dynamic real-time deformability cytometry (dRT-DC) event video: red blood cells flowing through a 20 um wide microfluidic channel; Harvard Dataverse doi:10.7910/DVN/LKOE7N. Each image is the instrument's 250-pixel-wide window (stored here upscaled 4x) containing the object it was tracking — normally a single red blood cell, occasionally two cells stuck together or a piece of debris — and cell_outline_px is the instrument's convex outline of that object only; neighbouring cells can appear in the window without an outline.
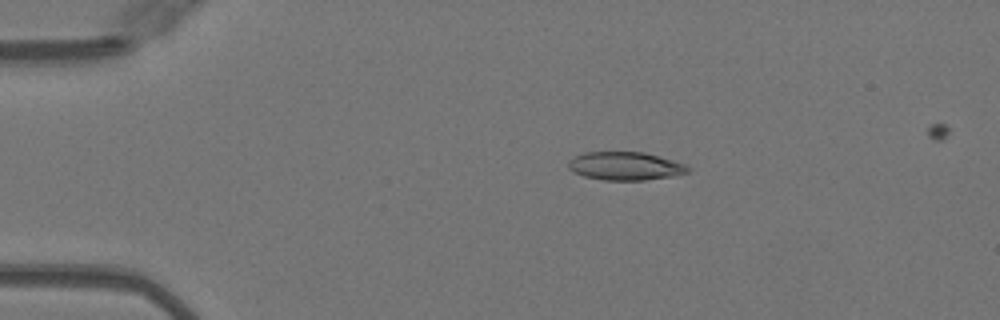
{"species": "Egyptian fruit bat (a non-hibernating species)", "species_latin": "Rousettus aegyptiacus", "temperature_condition": "warm", "stored_images_in_passage": 50, "camera_frame_rate_fps": 3000, "um_per_image_px": 0.085, "animal": {"sex": "female"}, "frame": {"image": 1, "passage_image": 10, "time_ms": 3.0, "image_size_px": [1000, 320], "cell_outline_px": [[692, 168], [688, 172], [676, 176], [644, 180], [604, 180], [584, 176], [568, 168], [568, 160], [584, 152], [644, 152], [688, 164]], "centroid_in_image_um": [53.21, 14.11], "position_along_channel_um": 31.8, "area_um2": 19.83}}
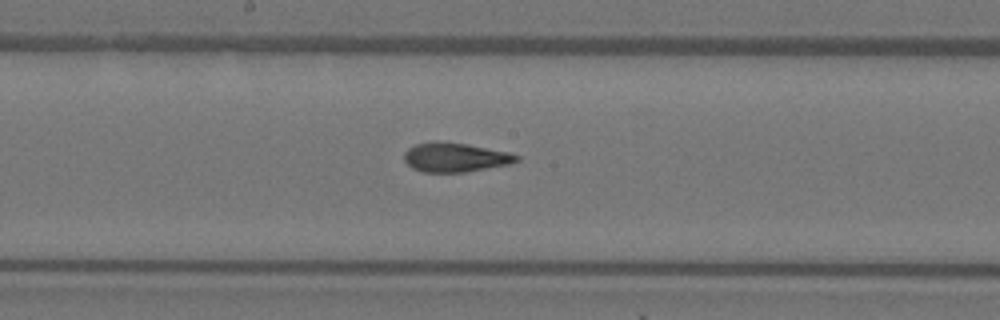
{"frame": {"image": 2, "passage_image": 27, "time_ms": 8.667, "image_size_px": [1000, 320], "cell_outline_px": [[520, 160], [508, 164], [464, 172], [424, 172], [412, 168], [404, 160], [404, 152], [408, 148], [416, 144], [432, 140], [436, 140], [468, 144], [508, 152], [520, 156]], "centroid_in_image_um": [38.66, 13.35], "position_along_channel_um": 209.5, "area_um2": 19.19}}
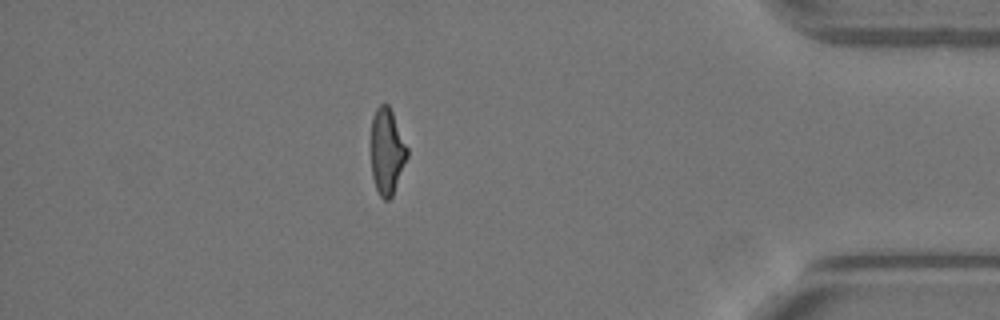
{"frame": {"image": 3, "passage_image": 44, "time_ms": 14.333, "image_size_px": [1000, 320], "cell_outline_px": [[408, 156], [392, 196], [388, 200], [384, 200], [380, 196], [376, 188], [372, 176], [372, 116], [376, 108], [380, 104], [388, 104], [392, 112], [408, 148]], "centroid_in_image_um": [32.9, 12.87], "position_along_channel_um": 402.3, "area_um2": 17.92}, "authors_computed_cell_mechanics": {"area_um2": 19.7098, "velocity_mm_per_s": 4.0836, "shape_relaxation_time_tau1_ms": 7.0768, "shape_relaxation_time_tau2_ms": 1.1939, "deformation_change_tau1": 0.2563, "deformation_change_tau2": 0.0969}}